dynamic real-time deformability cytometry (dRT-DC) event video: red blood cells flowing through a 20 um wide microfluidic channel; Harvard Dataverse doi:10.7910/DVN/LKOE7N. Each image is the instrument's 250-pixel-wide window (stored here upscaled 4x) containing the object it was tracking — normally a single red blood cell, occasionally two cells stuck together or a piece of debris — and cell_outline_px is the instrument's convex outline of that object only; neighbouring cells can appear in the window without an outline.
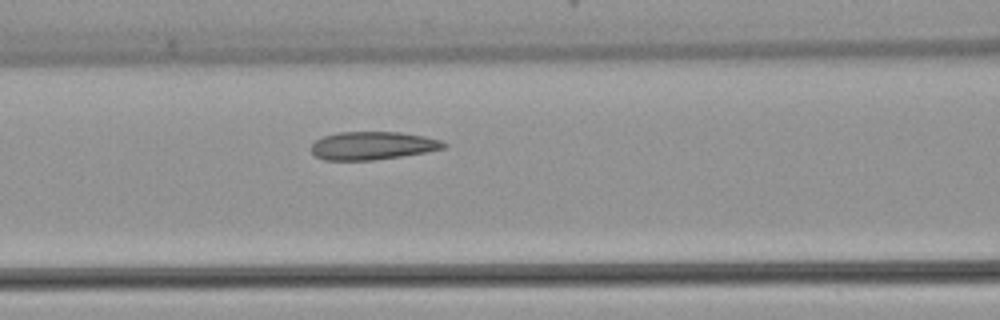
{"species": "common noctule bat (a hibernating species)", "species_latin": "Nyctalus noctula", "temperature_condition": "warm", "stored_images_in_passage": 3, "camera_frame_rate_fps": 3000, "um_per_image_px": 0.085, "animal": {"sex": "female", "body_mass_g": 22.7, "forearm_length_mm": 54.2}, "frame": {"image": 1, "passage_image": 3, "time_ms": 2.667, "image_size_px": [1000, 320], "cell_outline_px": [[448, 144], [444, 148], [424, 152], [400, 156], [372, 160], [324, 160], [316, 156], [312, 152], [312, 144], [316, 140], [324, 136], [340, 132], [400, 132], [424, 136], [440, 140]], "centroid_in_image_um": [31.66, 12.37], "position_along_channel_um": 134.9, "area_um2": 21.44}}